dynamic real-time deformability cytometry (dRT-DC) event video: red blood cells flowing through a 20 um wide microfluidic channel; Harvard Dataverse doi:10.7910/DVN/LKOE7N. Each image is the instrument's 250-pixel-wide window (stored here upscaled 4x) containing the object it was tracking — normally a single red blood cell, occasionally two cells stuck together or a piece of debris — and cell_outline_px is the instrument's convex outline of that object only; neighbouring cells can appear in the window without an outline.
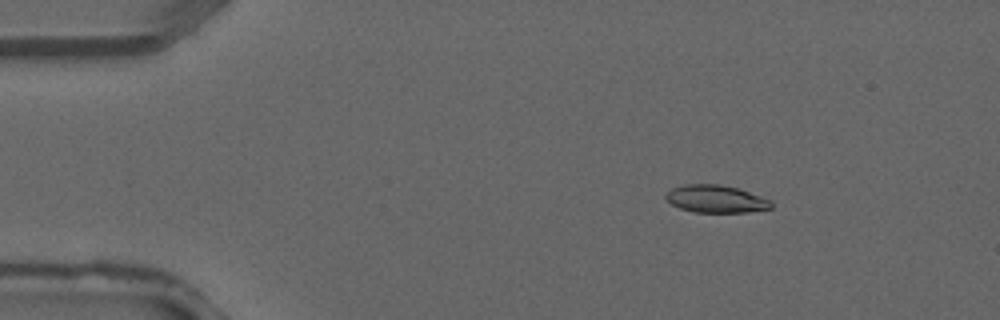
{"species": "common noctule bat (a hibernating species)", "species_latin": "Nyctalus noctula", "temperature_condition": "warm", "stored_images_in_passage": 3, "segment_of_instrument_passage": [1, 2], "camera_frame_rate_fps": 3000, "um_per_image_px": 0.085, "animal": {"sex": "male", "forearm_length_mm": 52.5}, "frame": {"image": 1, "passage_image": 1, "time_ms": 0.0, "image_size_px": [1000, 320], "cell_outline_px": [[772, 208], [748, 212], [696, 212], [680, 208], [672, 204], [664, 196], [672, 188], [684, 184], [720, 184], [736, 188], [772, 200]], "centroid_in_image_um": [60.86, 16.91], "position_along_channel_um": 24.1, "area_um2": 16.76}}